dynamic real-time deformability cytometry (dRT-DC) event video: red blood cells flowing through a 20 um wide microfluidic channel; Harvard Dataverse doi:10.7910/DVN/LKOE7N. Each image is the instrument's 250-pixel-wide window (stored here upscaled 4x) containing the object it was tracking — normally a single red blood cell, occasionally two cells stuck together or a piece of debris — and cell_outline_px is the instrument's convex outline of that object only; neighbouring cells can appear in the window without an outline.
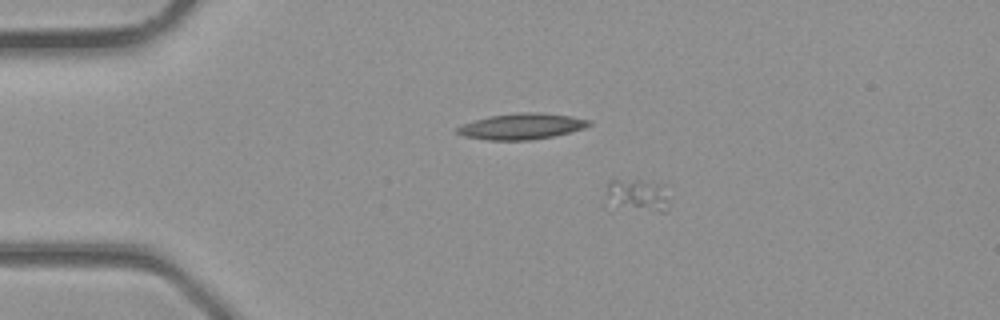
{"species": "common noctule bat (a hibernating species)", "species_latin": "Nyctalus noctula", "temperature_condition": "room temperature", "stored_images_in_passage": 4, "camera_frame_rate_fps": 3000, "um_per_image_px": 0.085, "animal": {"sex": "male", "body_mass_g": 23.1, "forearm_length_mm": 52.7}, "frame": {"image": 1, "passage_image": 2, "time_ms": 0.333, "image_size_px": [1000, 320], "cell_outline_px": [[668, 208], [664, 212], [660, 212], [616, 204], [608, 192], [608, 180], [612, 176], [640, 180], [664, 184]], "centroid_in_image_um": [54.24, 16.48], "position_along_channel_um": 30.8, "area_um2": 11.39}}